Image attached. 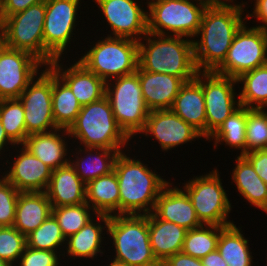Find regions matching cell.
Returning <instances> with one entry per match:
<instances>
[{
    "instance_id": "obj_1",
    "label": "cell",
    "mask_w": 267,
    "mask_h": 266,
    "mask_svg": "<svg viewBox=\"0 0 267 266\" xmlns=\"http://www.w3.org/2000/svg\"><path fill=\"white\" fill-rule=\"evenodd\" d=\"M247 5L242 0L237 4L219 2L206 7L193 39L194 60L199 72H214L224 62L236 32L247 21Z\"/></svg>"
},
{
    "instance_id": "obj_2",
    "label": "cell",
    "mask_w": 267,
    "mask_h": 266,
    "mask_svg": "<svg viewBox=\"0 0 267 266\" xmlns=\"http://www.w3.org/2000/svg\"><path fill=\"white\" fill-rule=\"evenodd\" d=\"M128 149L120 152L114 165L119 184V215H147L153 212L158 195L171 181L150 169L138 156L131 157Z\"/></svg>"
},
{
    "instance_id": "obj_3",
    "label": "cell",
    "mask_w": 267,
    "mask_h": 266,
    "mask_svg": "<svg viewBox=\"0 0 267 266\" xmlns=\"http://www.w3.org/2000/svg\"><path fill=\"white\" fill-rule=\"evenodd\" d=\"M138 66L148 72L179 77L184 82L195 79L199 72L194 60L193 40L149 32L138 41Z\"/></svg>"
},
{
    "instance_id": "obj_4",
    "label": "cell",
    "mask_w": 267,
    "mask_h": 266,
    "mask_svg": "<svg viewBox=\"0 0 267 266\" xmlns=\"http://www.w3.org/2000/svg\"><path fill=\"white\" fill-rule=\"evenodd\" d=\"M68 133L71 139H75L72 143L77 140L82 148L123 150L132 143L114 118L106 96L82 106Z\"/></svg>"
},
{
    "instance_id": "obj_5",
    "label": "cell",
    "mask_w": 267,
    "mask_h": 266,
    "mask_svg": "<svg viewBox=\"0 0 267 266\" xmlns=\"http://www.w3.org/2000/svg\"><path fill=\"white\" fill-rule=\"evenodd\" d=\"M107 236L113 260L127 266H161L149 241L148 214L109 216Z\"/></svg>"
},
{
    "instance_id": "obj_6",
    "label": "cell",
    "mask_w": 267,
    "mask_h": 266,
    "mask_svg": "<svg viewBox=\"0 0 267 266\" xmlns=\"http://www.w3.org/2000/svg\"><path fill=\"white\" fill-rule=\"evenodd\" d=\"M101 38V39H100ZM77 58L87 70L105 82L133 74L138 68V41L125 37H100ZM94 43V44H93Z\"/></svg>"
},
{
    "instance_id": "obj_7",
    "label": "cell",
    "mask_w": 267,
    "mask_h": 266,
    "mask_svg": "<svg viewBox=\"0 0 267 266\" xmlns=\"http://www.w3.org/2000/svg\"><path fill=\"white\" fill-rule=\"evenodd\" d=\"M46 2L4 18L0 22V41L12 49L29 52L45 66L55 59L44 49Z\"/></svg>"
},
{
    "instance_id": "obj_8",
    "label": "cell",
    "mask_w": 267,
    "mask_h": 266,
    "mask_svg": "<svg viewBox=\"0 0 267 266\" xmlns=\"http://www.w3.org/2000/svg\"><path fill=\"white\" fill-rule=\"evenodd\" d=\"M148 32L193 40L207 6L191 0H147Z\"/></svg>"
},
{
    "instance_id": "obj_9",
    "label": "cell",
    "mask_w": 267,
    "mask_h": 266,
    "mask_svg": "<svg viewBox=\"0 0 267 266\" xmlns=\"http://www.w3.org/2000/svg\"><path fill=\"white\" fill-rule=\"evenodd\" d=\"M217 167L204 175H197L185 183L182 188L190 197L197 218L205 225L229 226L235 222L229 220L233 206L224 189Z\"/></svg>"
},
{
    "instance_id": "obj_10",
    "label": "cell",
    "mask_w": 267,
    "mask_h": 266,
    "mask_svg": "<svg viewBox=\"0 0 267 266\" xmlns=\"http://www.w3.org/2000/svg\"><path fill=\"white\" fill-rule=\"evenodd\" d=\"M105 96L120 128L130 139L137 137L150 113L138 74L135 72L106 82Z\"/></svg>"
},
{
    "instance_id": "obj_11",
    "label": "cell",
    "mask_w": 267,
    "mask_h": 266,
    "mask_svg": "<svg viewBox=\"0 0 267 266\" xmlns=\"http://www.w3.org/2000/svg\"><path fill=\"white\" fill-rule=\"evenodd\" d=\"M236 32L224 62L214 73L238 78L241 74L267 64V29L247 26Z\"/></svg>"
},
{
    "instance_id": "obj_12",
    "label": "cell",
    "mask_w": 267,
    "mask_h": 266,
    "mask_svg": "<svg viewBox=\"0 0 267 266\" xmlns=\"http://www.w3.org/2000/svg\"><path fill=\"white\" fill-rule=\"evenodd\" d=\"M81 1L82 0L46 1V15L43 30L44 49L54 59L64 58L62 60H65L67 57H64V54L70 52L72 42L74 43L76 41L75 39H77L75 36H77L76 33H79V29L77 28V32L76 27L80 22L77 20H79L78 17H82L79 16L78 13L81 12L79 11V9H81Z\"/></svg>"
},
{
    "instance_id": "obj_13",
    "label": "cell",
    "mask_w": 267,
    "mask_h": 266,
    "mask_svg": "<svg viewBox=\"0 0 267 266\" xmlns=\"http://www.w3.org/2000/svg\"><path fill=\"white\" fill-rule=\"evenodd\" d=\"M18 99L24 108L28 135L58 128L52 112V69L49 66L41 69Z\"/></svg>"
},
{
    "instance_id": "obj_14",
    "label": "cell",
    "mask_w": 267,
    "mask_h": 266,
    "mask_svg": "<svg viewBox=\"0 0 267 266\" xmlns=\"http://www.w3.org/2000/svg\"><path fill=\"white\" fill-rule=\"evenodd\" d=\"M234 86H238L236 78L222 76L214 72H202V89L206 111V140L227 117L241 106L237 89Z\"/></svg>"
},
{
    "instance_id": "obj_15",
    "label": "cell",
    "mask_w": 267,
    "mask_h": 266,
    "mask_svg": "<svg viewBox=\"0 0 267 266\" xmlns=\"http://www.w3.org/2000/svg\"><path fill=\"white\" fill-rule=\"evenodd\" d=\"M145 1V0H144ZM147 1V0H146ZM110 27L107 36L140 41L148 33L146 7L142 0H92Z\"/></svg>"
},
{
    "instance_id": "obj_16",
    "label": "cell",
    "mask_w": 267,
    "mask_h": 266,
    "mask_svg": "<svg viewBox=\"0 0 267 266\" xmlns=\"http://www.w3.org/2000/svg\"><path fill=\"white\" fill-rule=\"evenodd\" d=\"M45 65L26 51L0 41V99L19 98Z\"/></svg>"
},
{
    "instance_id": "obj_17",
    "label": "cell",
    "mask_w": 267,
    "mask_h": 266,
    "mask_svg": "<svg viewBox=\"0 0 267 266\" xmlns=\"http://www.w3.org/2000/svg\"><path fill=\"white\" fill-rule=\"evenodd\" d=\"M145 135V136H144ZM139 136L155 139L162 152H168L180 145L188 144L204 137L191 125L176 115L171 109L152 110Z\"/></svg>"
},
{
    "instance_id": "obj_18",
    "label": "cell",
    "mask_w": 267,
    "mask_h": 266,
    "mask_svg": "<svg viewBox=\"0 0 267 266\" xmlns=\"http://www.w3.org/2000/svg\"><path fill=\"white\" fill-rule=\"evenodd\" d=\"M13 150L15 156L9 155L12 162L7 157L1 164L2 169L6 165L4 172L0 168V174L19 192H45L53 170L22 145H16Z\"/></svg>"
},
{
    "instance_id": "obj_19",
    "label": "cell",
    "mask_w": 267,
    "mask_h": 266,
    "mask_svg": "<svg viewBox=\"0 0 267 266\" xmlns=\"http://www.w3.org/2000/svg\"><path fill=\"white\" fill-rule=\"evenodd\" d=\"M64 62L67 61L55 59L49 67L69 86L81 106L105 96L106 82L103 79L87 70L76 59L69 66Z\"/></svg>"
},
{
    "instance_id": "obj_20",
    "label": "cell",
    "mask_w": 267,
    "mask_h": 266,
    "mask_svg": "<svg viewBox=\"0 0 267 266\" xmlns=\"http://www.w3.org/2000/svg\"><path fill=\"white\" fill-rule=\"evenodd\" d=\"M177 185L169 182L163 188L157 197L153 213L159 219L173 222L186 230L201 227L203 224L197 218L190 197L182 186L180 188V184Z\"/></svg>"
},
{
    "instance_id": "obj_21",
    "label": "cell",
    "mask_w": 267,
    "mask_h": 266,
    "mask_svg": "<svg viewBox=\"0 0 267 266\" xmlns=\"http://www.w3.org/2000/svg\"><path fill=\"white\" fill-rule=\"evenodd\" d=\"M95 218L93 217L77 233L66 239V246L62 256L63 259L67 256L69 260L72 258L70 260L71 262L76 259L95 260L98 255L103 257L106 251L103 250L104 246L102 245H107L104 244L105 242L103 241L106 238L104 236L107 235L109 216L96 214Z\"/></svg>"
},
{
    "instance_id": "obj_22",
    "label": "cell",
    "mask_w": 267,
    "mask_h": 266,
    "mask_svg": "<svg viewBox=\"0 0 267 266\" xmlns=\"http://www.w3.org/2000/svg\"><path fill=\"white\" fill-rule=\"evenodd\" d=\"M68 139L71 140L68 130L57 128L46 133L28 135L22 146L52 170H55L69 163V154L72 151L69 149L70 141Z\"/></svg>"
},
{
    "instance_id": "obj_23",
    "label": "cell",
    "mask_w": 267,
    "mask_h": 266,
    "mask_svg": "<svg viewBox=\"0 0 267 266\" xmlns=\"http://www.w3.org/2000/svg\"><path fill=\"white\" fill-rule=\"evenodd\" d=\"M171 110L196 129L206 141V111L202 89V72H198L195 79L185 82L181 86Z\"/></svg>"
},
{
    "instance_id": "obj_24",
    "label": "cell",
    "mask_w": 267,
    "mask_h": 266,
    "mask_svg": "<svg viewBox=\"0 0 267 266\" xmlns=\"http://www.w3.org/2000/svg\"><path fill=\"white\" fill-rule=\"evenodd\" d=\"M136 73L148 109L150 111L171 109L175 97L185 82L172 75L142 70L139 66Z\"/></svg>"
},
{
    "instance_id": "obj_25",
    "label": "cell",
    "mask_w": 267,
    "mask_h": 266,
    "mask_svg": "<svg viewBox=\"0 0 267 266\" xmlns=\"http://www.w3.org/2000/svg\"><path fill=\"white\" fill-rule=\"evenodd\" d=\"M76 147L71 149L75 151L72 152L73 154L70 152L72 158L70 157L69 163L85 184L114 171L116 158L120 152L126 150L86 147L82 149L81 146L77 145Z\"/></svg>"
},
{
    "instance_id": "obj_26",
    "label": "cell",
    "mask_w": 267,
    "mask_h": 266,
    "mask_svg": "<svg viewBox=\"0 0 267 266\" xmlns=\"http://www.w3.org/2000/svg\"><path fill=\"white\" fill-rule=\"evenodd\" d=\"M45 192L52 208L86 202V184L80 179L70 163L52 171Z\"/></svg>"
},
{
    "instance_id": "obj_27",
    "label": "cell",
    "mask_w": 267,
    "mask_h": 266,
    "mask_svg": "<svg viewBox=\"0 0 267 266\" xmlns=\"http://www.w3.org/2000/svg\"><path fill=\"white\" fill-rule=\"evenodd\" d=\"M149 241L160 264L181 252L187 230L173 222L159 219L153 212L148 214Z\"/></svg>"
},
{
    "instance_id": "obj_28",
    "label": "cell",
    "mask_w": 267,
    "mask_h": 266,
    "mask_svg": "<svg viewBox=\"0 0 267 266\" xmlns=\"http://www.w3.org/2000/svg\"><path fill=\"white\" fill-rule=\"evenodd\" d=\"M51 214L52 206L46 192H20L13 226L27 236Z\"/></svg>"
},
{
    "instance_id": "obj_29",
    "label": "cell",
    "mask_w": 267,
    "mask_h": 266,
    "mask_svg": "<svg viewBox=\"0 0 267 266\" xmlns=\"http://www.w3.org/2000/svg\"><path fill=\"white\" fill-rule=\"evenodd\" d=\"M235 162L232 174L230 173L232 183H235L237 192L250 206L261 210L267 203V185L243 155H237Z\"/></svg>"
},
{
    "instance_id": "obj_30",
    "label": "cell",
    "mask_w": 267,
    "mask_h": 266,
    "mask_svg": "<svg viewBox=\"0 0 267 266\" xmlns=\"http://www.w3.org/2000/svg\"><path fill=\"white\" fill-rule=\"evenodd\" d=\"M86 203L96 214L119 215V184L115 171L86 184Z\"/></svg>"
},
{
    "instance_id": "obj_31",
    "label": "cell",
    "mask_w": 267,
    "mask_h": 266,
    "mask_svg": "<svg viewBox=\"0 0 267 266\" xmlns=\"http://www.w3.org/2000/svg\"><path fill=\"white\" fill-rule=\"evenodd\" d=\"M241 228L234 223L220 231L217 250L227 266H253L254 264L249 240L244 236Z\"/></svg>"
},
{
    "instance_id": "obj_32",
    "label": "cell",
    "mask_w": 267,
    "mask_h": 266,
    "mask_svg": "<svg viewBox=\"0 0 267 266\" xmlns=\"http://www.w3.org/2000/svg\"><path fill=\"white\" fill-rule=\"evenodd\" d=\"M81 108L69 86L52 70V112L56 126L68 130Z\"/></svg>"
},
{
    "instance_id": "obj_33",
    "label": "cell",
    "mask_w": 267,
    "mask_h": 266,
    "mask_svg": "<svg viewBox=\"0 0 267 266\" xmlns=\"http://www.w3.org/2000/svg\"><path fill=\"white\" fill-rule=\"evenodd\" d=\"M247 107L240 106L227 117L220 127L206 140L213 141V147L229 146L232 151L241 150L238 155L246 154ZM220 143V145H219ZM225 143V144H224Z\"/></svg>"
},
{
    "instance_id": "obj_34",
    "label": "cell",
    "mask_w": 267,
    "mask_h": 266,
    "mask_svg": "<svg viewBox=\"0 0 267 266\" xmlns=\"http://www.w3.org/2000/svg\"><path fill=\"white\" fill-rule=\"evenodd\" d=\"M237 84L241 106L267 109V64L241 74Z\"/></svg>"
},
{
    "instance_id": "obj_35",
    "label": "cell",
    "mask_w": 267,
    "mask_h": 266,
    "mask_svg": "<svg viewBox=\"0 0 267 266\" xmlns=\"http://www.w3.org/2000/svg\"><path fill=\"white\" fill-rule=\"evenodd\" d=\"M225 226L205 225L187 230L181 252L194 258H203L217 249L220 231Z\"/></svg>"
},
{
    "instance_id": "obj_36",
    "label": "cell",
    "mask_w": 267,
    "mask_h": 266,
    "mask_svg": "<svg viewBox=\"0 0 267 266\" xmlns=\"http://www.w3.org/2000/svg\"><path fill=\"white\" fill-rule=\"evenodd\" d=\"M26 246L37 250L59 252L63 256L66 239L52 214L26 236Z\"/></svg>"
},
{
    "instance_id": "obj_37",
    "label": "cell",
    "mask_w": 267,
    "mask_h": 266,
    "mask_svg": "<svg viewBox=\"0 0 267 266\" xmlns=\"http://www.w3.org/2000/svg\"><path fill=\"white\" fill-rule=\"evenodd\" d=\"M0 120L7 136L16 144L22 145L28 134L22 102L18 98L0 99Z\"/></svg>"
},
{
    "instance_id": "obj_38",
    "label": "cell",
    "mask_w": 267,
    "mask_h": 266,
    "mask_svg": "<svg viewBox=\"0 0 267 266\" xmlns=\"http://www.w3.org/2000/svg\"><path fill=\"white\" fill-rule=\"evenodd\" d=\"M52 215L57 220L65 239H67L85 226L88 221L95 217L96 213L85 202L78 205L52 208Z\"/></svg>"
},
{
    "instance_id": "obj_39",
    "label": "cell",
    "mask_w": 267,
    "mask_h": 266,
    "mask_svg": "<svg viewBox=\"0 0 267 266\" xmlns=\"http://www.w3.org/2000/svg\"><path fill=\"white\" fill-rule=\"evenodd\" d=\"M26 247V236L14 226H0V259L15 266Z\"/></svg>"
},
{
    "instance_id": "obj_40",
    "label": "cell",
    "mask_w": 267,
    "mask_h": 266,
    "mask_svg": "<svg viewBox=\"0 0 267 266\" xmlns=\"http://www.w3.org/2000/svg\"><path fill=\"white\" fill-rule=\"evenodd\" d=\"M266 136V109L247 108L246 153L263 149Z\"/></svg>"
},
{
    "instance_id": "obj_41",
    "label": "cell",
    "mask_w": 267,
    "mask_h": 266,
    "mask_svg": "<svg viewBox=\"0 0 267 266\" xmlns=\"http://www.w3.org/2000/svg\"><path fill=\"white\" fill-rule=\"evenodd\" d=\"M19 191L0 175V226H13Z\"/></svg>"
},
{
    "instance_id": "obj_42",
    "label": "cell",
    "mask_w": 267,
    "mask_h": 266,
    "mask_svg": "<svg viewBox=\"0 0 267 266\" xmlns=\"http://www.w3.org/2000/svg\"><path fill=\"white\" fill-rule=\"evenodd\" d=\"M61 256L59 252L37 250L26 246L15 266H61L63 258Z\"/></svg>"
},
{
    "instance_id": "obj_43",
    "label": "cell",
    "mask_w": 267,
    "mask_h": 266,
    "mask_svg": "<svg viewBox=\"0 0 267 266\" xmlns=\"http://www.w3.org/2000/svg\"><path fill=\"white\" fill-rule=\"evenodd\" d=\"M253 166L254 171L267 185V152L264 150H255L243 155Z\"/></svg>"
},
{
    "instance_id": "obj_44",
    "label": "cell",
    "mask_w": 267,
    "mask_h": 266,
    "mask_svg": "<svg viewBox=\"0 0 267 266\" xmlns=\"http://www.w3.org/2000/svg\"><path fill=\"white\" fill-rule=\"evenodd\" d=\"M47 0H3V6L0 13V22L15 13L26 10L28 7L46 2Z\"/></svg>"
},
{
    "instance_id": "obj_45",
    "label": "cell",
    "mask_w": 267,
    "mask_h": 266,
    "mask_svg": "<svg viewBox=\"0 0 267 266\" xmlns=\"http://www.w3.org/2000/svg\"><path fill=\"white\" fill-rule=\"evenodd\" d=\"M254 1V2H253ZM250 0L251 5L253 6L251 9L253 10L252 13L250 11H246L247 21H251L250 18L254 17L257 19V22L260 24L254 25L258 28L267 29V0Z\"/></svg>"
},
{
    "instance_id": "obj_46",
    "label": "cell",
    "mask_w": 267,
    "mask_h": 266,
    "mask_svg": "<svg viewBox=\"0 0 267 266\" xmlns=\"http://www.w3.org/2000/svg\"><path fill=\"white\" fill-rule=\"evenodd\" d=\"M161 266H203V264L199 258L179 252L169 257Z\"/></svg>"
},
{
    "instance_id": "obj_47",
    "label": "cell",
    "mask_w": 267,
    "mask_h": 266,
    "mask_svg": "<svg viewBox=\"0 0 267 266\" xmlns=\"http://www.w3.org/2000/svg\"><path fill=\"white\" fill-rule=\"evenodd\" d=\"M15 146H16V144L7 136L5 129L3 128L1 120H0V159H1V163H2V160L4 159L2 157L3 155H6V157L10 153H11V155H13V152H10V150L13 149ZM9 148H11V149H9ZM5 151L6 152L9 151V153L5 154ZM0 166H1V164H0Z\"/></svg>"
},
{
    "instance_id": "obj_48",
    "label": "cell",
    "mask_w": 267,
    "mask_h": 266,
    "mask_svg": "<svg viewBox=\"0 0 267 266\" xmlns=\"http://www.w3.org/2000/svg\"><path fill=\"white\" fill-rule=\"evenodd\" d=\"M200 260L203 266H227V263L221 257V254L217 249L213 252H210Z\"/></svg>"
},
{
    "instance_id": "obj_49",
    "label": "cell",
    "mask_w": 267,
    "mask_h": 266,
    "mask_svg": "<svg viewBox=\"0 0 267 266\" xmlns=\"http://www.w3.org/2000/svg\"><path fill=\"white\" fill-rule=\"evenodd\" d=\"M191 1L202 3L205 6H213L219 3L217 0H191Z\"/></svg>"
},
{
    "instance_id": "obj_50",
    "label": "cell",
    "mask_w": 267,
    "mask_h": 266,
    "mask_svg": "<svg viewBox=\"0 0 267 266\" xmlns=\"http://www.w3.org/2000/svg\"><path fill=\"white\" fill-rule=\"evenodd\" d=\"M107 258H108L107 261L111 260L108 266H127L125 263L113 260L112 257H110L111 259H109V257H107Z\"/></svg>"
},
{
    "instance_id": "obj_51",
    "label": "cell",
    "mask_w": 267,
    "mask_h": 266,
    "mask_svg": "<svg viewBox=\"0 0 267 266\" xmlns=\"http://www.w3.org/2000/svg\"><path fill=\"white\" fill-rule=\"evenodd\" d=\"M266 124H267V109H266ZM262 150H264V151H266L267 152V136H266V141H265V144H264V146H263V149Z\"/></svg>"
},
{
    "instance_id": "obj_52",
    "label": "cell",
    "mask_w": 267,
    "mask_h": 266,
    "mask_svg": "<svg viewBox=\"0 0 267 266\" xmlns=\"http://www.w3.org/2000/svg\"><path fill=\"white\" fill-rule=\"evenodd\" d=\"M217 1L223 3H236L237 0H217Z\"/></svg>"
},
{
    "instance_id": "obj_53",
    "label": "cell",
    "mask_w": 267,
    "mask_h": 266,
    "mask_svg": "<svg viewBox=\"0 0 267 266\" xmlns=\"http://www.w3.org/2000/svg\"><path fill=\"white\" fill-rule=\"evenodd\" d=\"M0 266H11L5 260L0 259Z\"/></svg>"
},
{
    "instance_id": "obj_54",
    "label": "cell",
    "mask_w": 267,
    "mask_h": 266,
    "mask_svg": "<svg viewBox=\"0 0 267 266\" xmlns=\"http://www.w3.org/2000/svg\"><path fill=\"white\" fill-rule=\"evenodd\" d=\"M261 210L262 212H265L267 214V203L263 206Z\"/></svg>"
},
{
    "instance_id": "obj_55",
    "label": "cell",
    "mask_w": 267,
    "mask_h": 266,
    "mask_svg": "<svg viewBox=\"0 0 267 266\" xmlns=\"http://www.w3.org/2000/svg\"><path fill=\"white\" fill-rule=\"evenodd\" d=\"M2 6H3V0H0V13H1Z\"/></svg>"
}]
</instances>
